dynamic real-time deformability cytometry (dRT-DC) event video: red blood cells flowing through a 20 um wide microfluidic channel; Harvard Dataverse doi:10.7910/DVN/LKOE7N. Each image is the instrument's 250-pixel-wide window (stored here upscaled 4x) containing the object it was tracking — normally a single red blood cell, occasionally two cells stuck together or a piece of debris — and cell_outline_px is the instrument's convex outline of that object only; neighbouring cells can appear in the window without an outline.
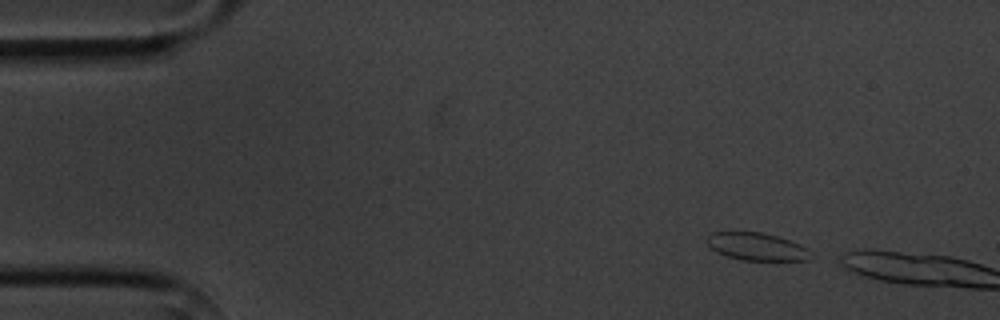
{"species": "common noctule bat (a hibernating species)", "species_latin": "Nyctalus noctula", "temperature_condition": "cold", "stored_images_in_passage": 2, "camera_frame_rate_fps": 3000, "um_per_image_px": 0.085, "animal": {"sex": "male", "body_mass_g": 20.1, "forearm_length_mm": 53.5}, "frame": {"image": 1, "passage_image": 1, "time_ms": 0.0, "image_size_px": [1000, 320], "cell_outline_px": [[816, 256], [808, 260], [740, 260], [716, 252], [708, 244], [708, 236], [712, 232], [764, 232], [800, 244], [808, 248]], "centroid_in_image_um": [64.39, 20.97], "position_along_channel_um": 20.6, "area_um2": 16.76}}